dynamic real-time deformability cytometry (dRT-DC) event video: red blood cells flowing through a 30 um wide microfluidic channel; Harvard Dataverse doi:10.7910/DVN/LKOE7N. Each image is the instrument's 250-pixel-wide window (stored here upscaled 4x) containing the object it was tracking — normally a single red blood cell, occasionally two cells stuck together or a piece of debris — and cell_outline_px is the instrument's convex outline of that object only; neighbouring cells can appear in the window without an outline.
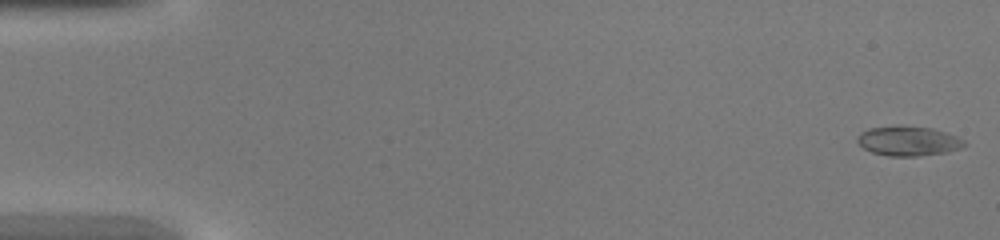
{"species": "common noctule bat (a hibernating species)", "species_latin": "Nyctalus noctula", "temperature_condition": "warm", "stored_images_in_passage": 44, "camera_frame_rate_fps": 3000, "um_per_image_px": 0.085, "animal": {"sex": "female", "body_mass_g": 20.0, "forearm_length_mm": 54.0}, "frame": {"image": 1, "passage_image": 1, "time_ms": 0.0, "image_size_px": [1000, 240], "cell_outline_px": [[968, 144], [960, 148], [948, 152], [916, 156], [888, 156], [872, 152], [864, 148], [856, 140], [856, 136], [860, 132], [868, 128], [932, 128], [956, 136], [964, 140]], "centroid_in_image_um": [77.22, 12.02], "position_along_channel_um": 7.8, "area_um2": 17.86}}
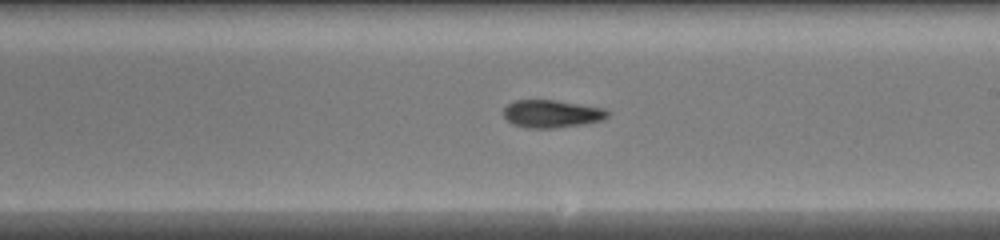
{"frame": {"image": 2, "passage_image": 26, "time_ms": 8.333, "image_size_px": [1000, 240], "cell_outline_px": [[608, 116], [604, 120], [584, 124], [552, 128], [528, 128], [512, 124], [504, 116], [504, 108], [508, 104], [516, 100], [556, 100], [604, 108], [608, 112]], "centroid_in_image_um": [46.91, 9.67], "position_along_channel_um": 242.1, "area_um2": 16.76}}
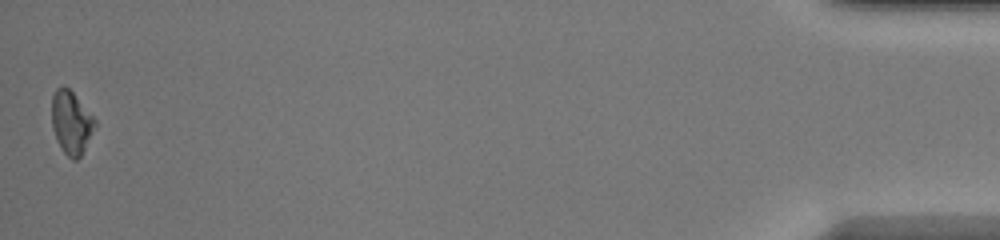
{"frame": {"image": 3, "passage_image": 44, "time_ms": 14.333, "image_size_px": [1000, 240], "cell_outline_px": [[96, 124], [80, 156], [76, 160], [72, 160], [64, 152], [56, 140], [52, 128], [52, 96], [56, 88], [64, 84], [72, 92], [96, 120]], "centroid_in_image_um": [6.02, 10.39], "position_along_channel_um": 429.2, "area_um2": 15.61}}